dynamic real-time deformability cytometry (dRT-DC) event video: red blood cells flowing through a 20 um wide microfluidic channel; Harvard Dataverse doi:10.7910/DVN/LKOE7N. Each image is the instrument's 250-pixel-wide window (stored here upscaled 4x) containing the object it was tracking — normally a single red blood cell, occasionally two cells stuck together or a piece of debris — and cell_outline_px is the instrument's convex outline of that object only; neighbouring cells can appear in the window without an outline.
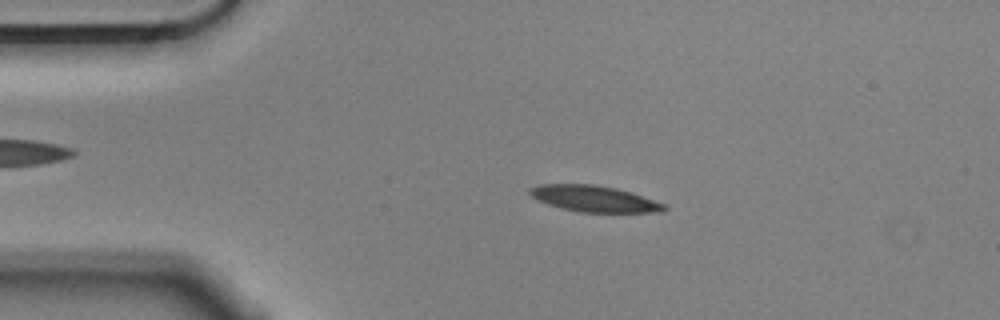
{"species": "Egyptian fruit bat (a non-hibernating species)", "species_latin": "Rousettus aegyptiacus", "temperature_condition": "cold", "stored_images_in_passage": 55, "camera_frame_rate_fps": 3000, "um_per_image_px": 0.085, "animal": {"sex": "male"}, "frame": {"image": 1, "passage_image": 10, "time_ms": 3.0, "image_size_px": [1000, 320], "cell_outline_px": [[668, 208], [664, 212], [580, 212], [548, 204], [532, 196], [528, 192], [528, 188], [540, 184], [596, 184], [616, 188], [632, 192], [668, 204]], "centroid_in_image_um": [50.58, 16.88], "position_along_channel_um": 34.4, "area_um2": 20.63}}
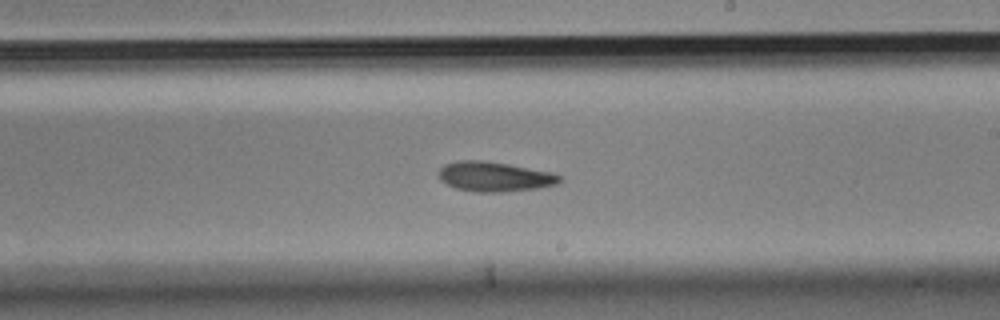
{"frame": {"image": 2, "passage_image": 31, "time_ms": 10.0, "image_size_px": [1000, 320], "cell_outline_px": [[564, 180], [560, 184], [540, 188], [504, 192], [472, 192], [456, 188], [440, 180], [436, 172], [444, 164], [460, 160], [484, 160], [508, 164], [552, 172], [564, 176]], "centroid_in_image_um": [42.08, 15.02], "position_along_channel_um": 246.9, "area_um2": 21.5}}
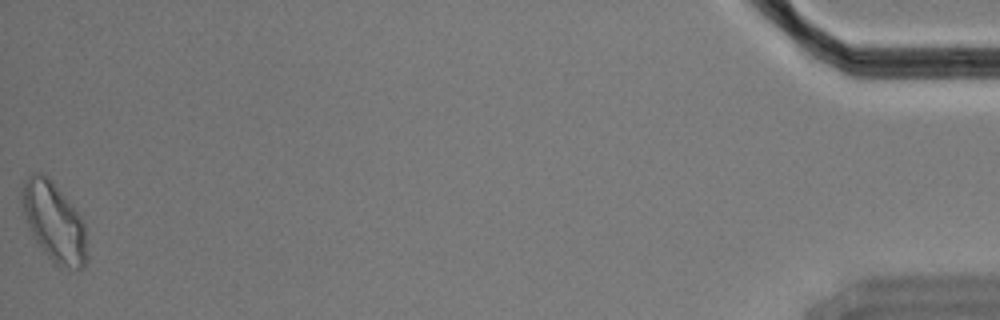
{"frame": {"image": 3, "passage_image": 55, "time_ms": 18.0, "image_size_px": [1000, 320], "cell_outline_px": [[88, 260], [76, 272], [56, 264], [44, 252], [32, 236], [20, 200], [20, 192], [24, 180], [32, 172], [44, 172], [52, 180], [72, 204], [80, 216], [84, 224], [88, 256]], "centroid_in_image_um": [4.59, 18.85], "position_along_channel_um": 430.6, "area_um2": 30.4}, "authors_computed_cell_mechanics": {"area_um2": 21.2126, "velocity_mm_per_s": 3.5375, "shape_relaxation_time_tau1_ms": 6.8999, "shape_relaxation_time_tau2_ms": null, "deformation_change_tau1": 0.1645, "deformation_change_tau2": null}}